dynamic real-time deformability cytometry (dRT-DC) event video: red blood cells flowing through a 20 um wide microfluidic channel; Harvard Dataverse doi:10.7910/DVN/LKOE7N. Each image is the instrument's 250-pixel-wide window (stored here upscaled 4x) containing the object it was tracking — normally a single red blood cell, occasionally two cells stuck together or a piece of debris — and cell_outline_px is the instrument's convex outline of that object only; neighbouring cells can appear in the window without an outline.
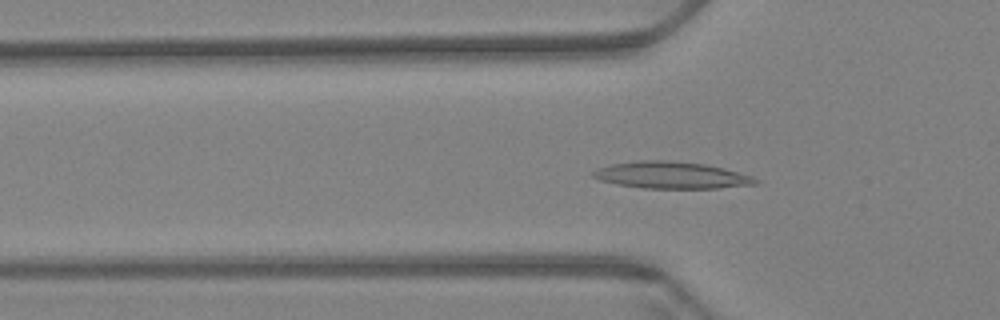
{"species": "Egyptian fruit bat (a non-hibernating species)", "species_latin": "Rousettus aegyptiacus", "temperature_condition": "warm", "stored_images_in_passage": 62, "camera_frame_rate_fps": 3000, "um_per_image_px": 0.085, "animal": {"sex": "female"}, "frame": {"image": 1, "passage_image": 20, "time_ms": 6.333, "image_size_px": [1000, 320], "cell_outline_px": [[760, 180], [756, 184], [716, 188], [640, 188], [616, 184], [600, 180], [592, 176], [592, 172], [596, 168], [612, 164], [640, 160], [664, 160], [704, 164], [724, 168], [752, 176]], "centroid_in_image_um": [57.04, 14.89], "position_along_channel_um": 68.8, "area_um2": 25.32}}
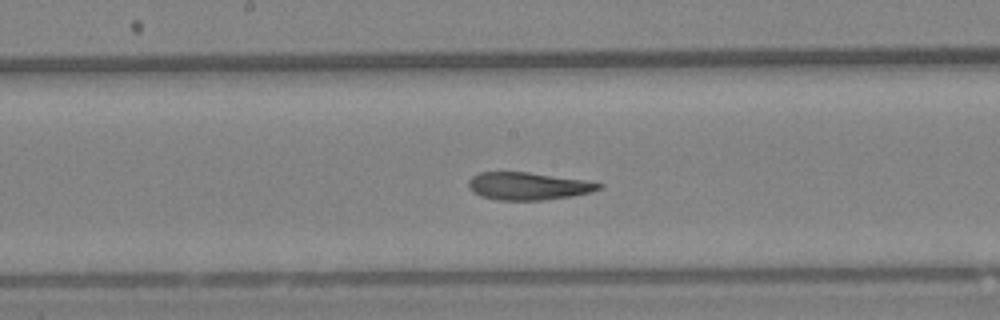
{"frame": {"image": 2, "passage_image": 32, "time_ms": 10.333, "image_size_px": [1000, 320], "cell_outline_px": [[604, 184], [600, 188], [592, 192], [572, 196], [544, 200], [496, 200], [480, 196], [472, 192], [468, 188], [468, 180], [472, 176], [480, 172], [528, 172], [584, 180]], "centroid_in_image_um": [44.85, 15.82], "position_along_channel_um": 203.3, "area_um2": 21.04}}
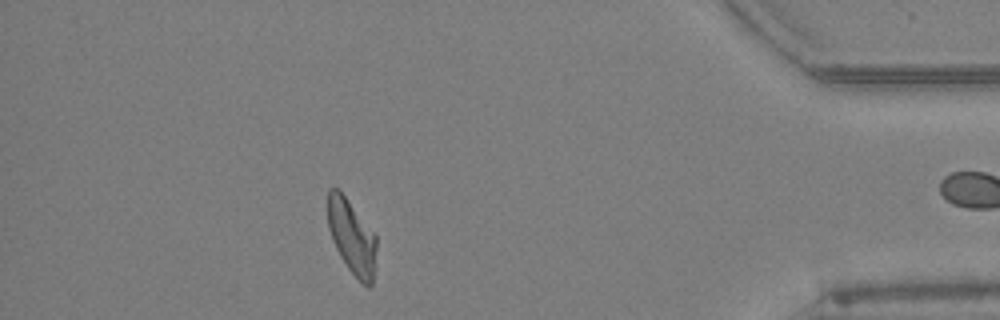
{"frame": {"image": 3, "passage_image": 54, "time_ms": 17.667, "image_size_px": [1000, 320], "cell_outline_px": [[376, 248], [372, 284], [368, 288], [348, 268], [340, 256], [332, 240], [328, 228], [328, 188], [340, 188], [376, 236]], "centroid_in_image_um": [29.88, 20.08], "position_along_channel_um": 405.3, "area_um2": 20.92}, "authors_computed_cell_mechanics": {"area_um2": 22.2241, "velocity_mm_per_s": 3.3874, "shape_relaxation_time_tau1_ms": null, "shape_relaxation_time_tau2_ms": 3.9114, "deformation_change_tau1": null, "deformation_change_tau2": 0.1196}}